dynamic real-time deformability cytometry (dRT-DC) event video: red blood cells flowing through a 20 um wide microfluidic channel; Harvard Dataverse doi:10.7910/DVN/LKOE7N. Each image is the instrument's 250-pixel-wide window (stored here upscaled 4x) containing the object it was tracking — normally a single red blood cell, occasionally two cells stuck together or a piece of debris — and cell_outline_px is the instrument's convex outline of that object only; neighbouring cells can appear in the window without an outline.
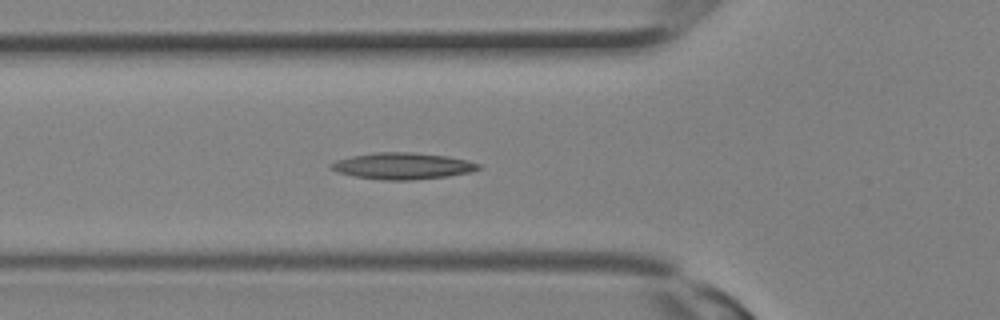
{"species": "Egyptian fruit bat (a non-hibernating species)", "species_latin": "Rousettus aegyptiacus", "temperature_condition": "room temperature", "stored_images_in_passage": 15, "camera_frame_rate_fps": 3000, "um_per_image_px": 0.085, "animal": {"sex": "female"}, "frame": {"image": 1, "passage_image": 11, "time_ms": 3.333, "image_size_px": [1000, 320], "cell_outline_px": [[480, 168], [472, 172], [448, 176], [412, 180], [384, 180], [356, 176], [336, 172], [328, 164], [336, 160], [352, 156], [376, 152], [412, 152], [448, 156], [468, 160], [480, 164]], "centroid_in_image_um": [34.24, 14.1], "position_along_channel_um": 91.6, "area_um2": 22.77}}
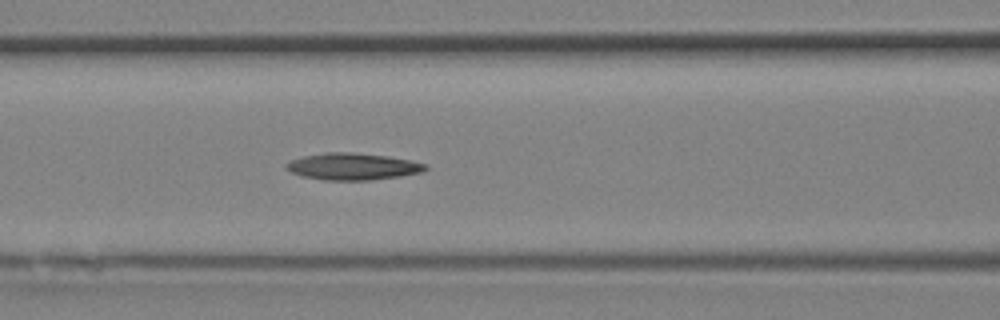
{"frame": {"image": 2, "passage_image": 13, "time_ms": 4.0, "image_size_px": [1000, 320], "cell_outline_px": [[428, 168], [420, 172], [400, 176], [368, 180], [324, 180], [304, 176], [292, 172], [284, 168], [284, 164], [292, 160], [304, 156], [324, 152], [352, 152], [388, 156], [428, 164]], "centroid_in_image_um": [29.97, 14.14], "position_along_channel_um": 136.6, "area_um2": 21.62}}
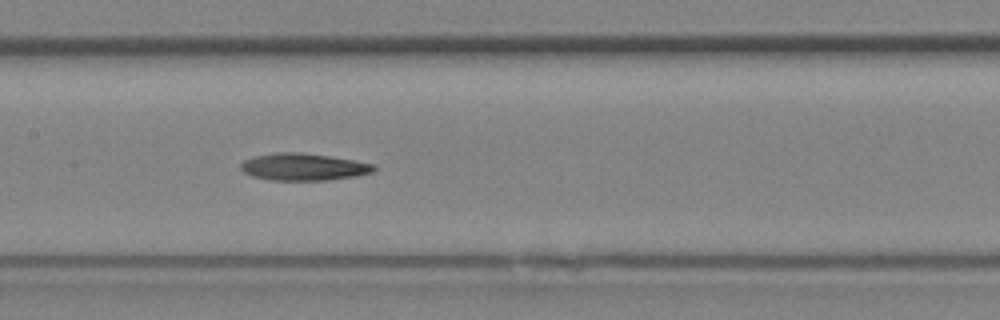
{"frame": {"image": 3, "passage_image": 15, "time_ms": 4.667, "image_size_px": [1000, 320], "cell_outline_px": [[376, 168], [372, 172], [356, 176], [328, 180], [272, 180], [252, 176], [244, 172], [240, 168], [240, 164], [244, 160], [252, 156], [276, 152], [300, 152], [356, 160], [376, 164]], "centroid_in_image_um": [25.8, 14.18], "position_along_channel_um": 181.6, "area_um2": 21.15}}